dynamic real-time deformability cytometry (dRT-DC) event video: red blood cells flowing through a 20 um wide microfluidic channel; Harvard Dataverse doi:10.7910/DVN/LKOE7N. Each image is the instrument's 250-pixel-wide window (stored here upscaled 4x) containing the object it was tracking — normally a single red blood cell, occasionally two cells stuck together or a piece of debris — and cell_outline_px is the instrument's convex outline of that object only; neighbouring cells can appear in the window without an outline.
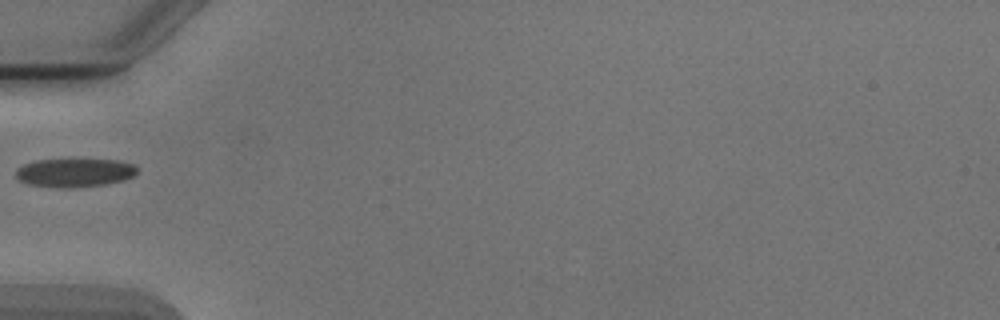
{"species": "Egyptian fruit bat (a non-hibernating species)", "species_latin": "Rousettus aegyptiacus", "temperature_condition": "cold", "stored_images_in_passage": 1, "camera_frame_rate_fps": 3000, "um_per_image_px": 0.085, "animal": {"sex": "male"}, "frame": {"image": 1, "passage_image": 1, "time_ms": 0.0, "image_size_px": [1000, 320], "cell_outline_px": [[136, 172], [132, 176], [124, 180], [104, 184], [72, 188], [60, 188], [28, 184], [20, 180], [16, 176], [16, 168], [24, 164], [36, 160], [120, 160], [136, 164]], "centroid_in_image_um": [6.34, 14.68], "position_along_channel_um": 78.7, "area_um2": 20.11}}